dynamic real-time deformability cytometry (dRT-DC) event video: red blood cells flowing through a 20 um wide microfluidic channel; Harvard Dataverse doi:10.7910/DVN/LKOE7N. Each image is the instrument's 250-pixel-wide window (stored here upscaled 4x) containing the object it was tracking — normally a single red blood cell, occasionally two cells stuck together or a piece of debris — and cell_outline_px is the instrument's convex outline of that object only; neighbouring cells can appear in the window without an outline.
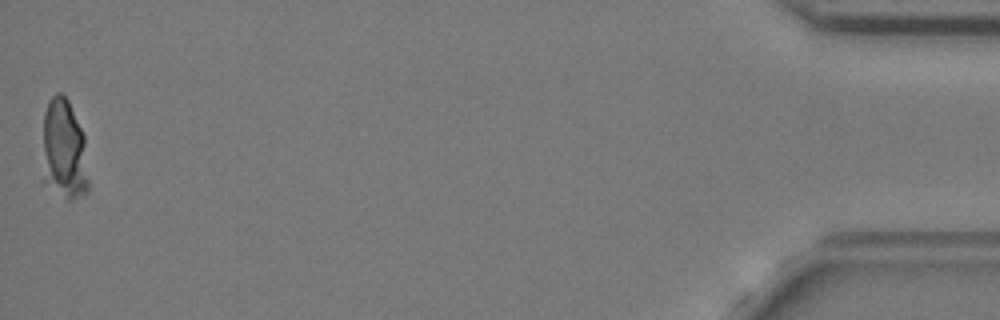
{"species": "common noctule bat (a hibernating species)", "species_latin": "Nyctalus noctula", "temperature_condition": "cold", "stored_images_in_passage": 63, "camera_frame_rate_fps": 3000, "um_per_image_px": 0.085, "animal": {"sex": "female", "body_mass_g": 24.6, "forearm_length_mm": 56.2}, "frame": {"image": 1, "passage_image": 63, "time_ms": 20.667, "image_size_px": [1000, 320], "cell_outline_px": [[88, 192], [72, 200], [68, 200], [40, 180], [44, 112], [48, 100], [56, 92], [60, 92], [68, 100], [84, 136], [88, 180]], "centroid_in_image_um": [5.39, 12.76], "position_along_channel_um": 429.8, "area_um2": 27.63}}